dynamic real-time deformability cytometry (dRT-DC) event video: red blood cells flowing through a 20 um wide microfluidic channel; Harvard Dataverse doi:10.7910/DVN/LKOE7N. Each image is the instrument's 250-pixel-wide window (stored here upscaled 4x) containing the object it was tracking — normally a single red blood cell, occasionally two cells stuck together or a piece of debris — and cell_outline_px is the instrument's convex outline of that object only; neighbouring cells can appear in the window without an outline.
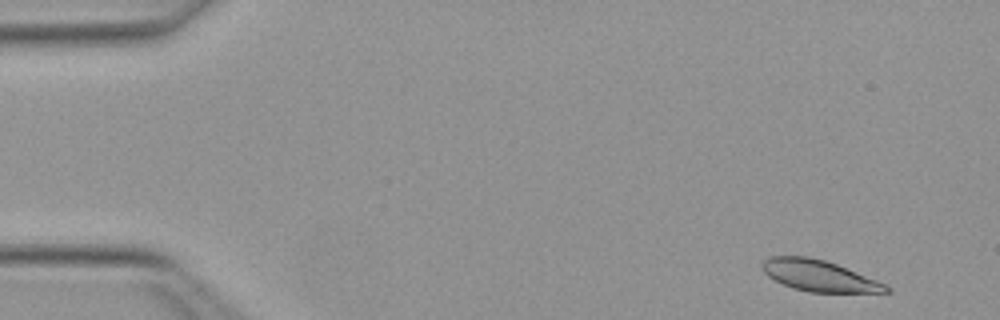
{"species": "Egyptian fruit bat (a non-hibernating species)", "species_latin": "Rousettus aegyptiacus", "temperature_condition": "warm", "stored_images_in_passage": 51, "camera_frame_rate_fps": 3000, "um_per_image_px": 0.085, "animal": {"sex": "female"}, "frame": {"image": 1, "passage_image": 3, "time_ms": 0.667, "image_size_px": [1000, 320], "cell_outline_px": [[892, 292], [808, 292], [792, 288], [768, 276], [760, 268], [760, 264], [768, 256], [808, 256], [824, 260], [836, 264], [876, 280], [892, 288]], "centroid_in_image_um": [69.58, 23.43], "position_along_channel_um": 15.4, "area_um2": 22.37}}
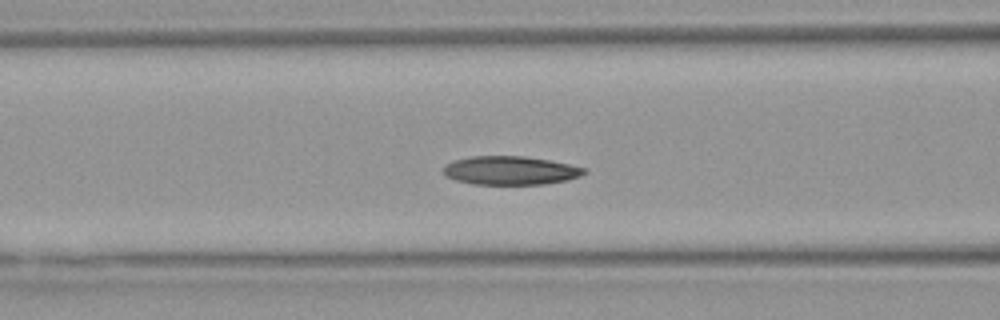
{"frame": {"image": 2, "passage_image": 20, "time_ms": 6.333, "image_size_px": [1000, 320], "cell_outline_px": [[588, 172], [580, 176], [568, 180], [544, 184], [472, 184], [456, 180], [444, 176], [444, 164], [452, 160], [472, 156], [524, 156], [548, 160], [568, 164], [584, 168]], "centroid_in_image_um": [43.35, 14.49], "position_along_channel_um": 123.3, "area_um2": 23.52}}
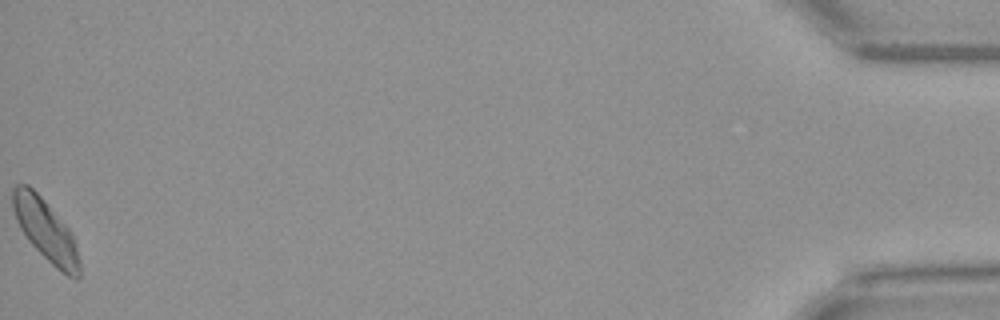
{"frame": {"image": 3, "passage_image": 51, "time_ms": 16.667, "image_size_px": [1000, 320], "cell_outline_px": [[80, 276], [76, 280], [68, 276], [56, 268], [28, 240], [20, 228], [16, 220], [12, 208], [12, 188], [16, 184], [28, 184], [44, 200], [68, 228], [72, 236], [80, 260]], "centroid_in_image_um": [3.86, 19.56], "position_along_channel_um": 431.3, "area_um2": 23.58}, "authors_computed_cell_mechanics": {"area_um2": 23.409, "velocity_mm_per_s": 3.9534, "shape_relaxation_time_tau1_ms": 4.2388, "shape_relaxation_time_tau2_ms": 9.5987, "deformation_change_tau1": 0.1169, "deformation_change_tau2": 0.1581}}